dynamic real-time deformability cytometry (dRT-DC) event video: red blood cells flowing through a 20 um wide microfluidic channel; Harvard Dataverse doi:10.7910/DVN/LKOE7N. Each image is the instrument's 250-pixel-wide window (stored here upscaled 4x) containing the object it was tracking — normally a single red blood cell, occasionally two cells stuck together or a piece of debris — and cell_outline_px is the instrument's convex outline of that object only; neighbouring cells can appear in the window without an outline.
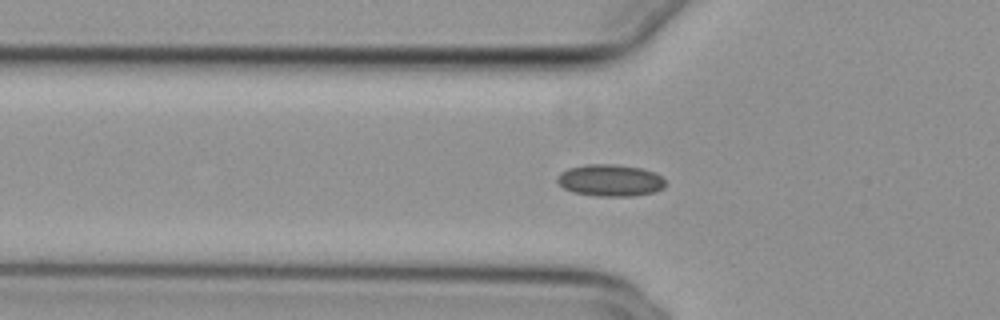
{"species": "common noctule bat (a hibernating species)", "species_latin": "Nyctalus noctula", "temperature_condition": "cold", "stored_images_in_passage": 12, "camera_frame_rate_fps": 3000, "um_per_image_px": 0.085, "animal": {"sex": "female", "body_mass_g": 29.2, "forearm_length_mm": 56.3}, "frame": {"image": 1, "passage_image": 3, "time_ms": 0.667, "image_size_px": [1000, 320], "cell_outline_px": [[664, 188], [656, 192], [632, 196], [596, 196], [572, 192], [564, 188], [556, 180], [556, 176], [560, 172], [568, 168], [588, 164], [612, 164], [640, 168], [652, 172], [660, 176], [664, 180]], "centroid_in_image_um": [51.83, 15.34], "position_along_channel_um": 74.0, "area_um2": 20.06}}
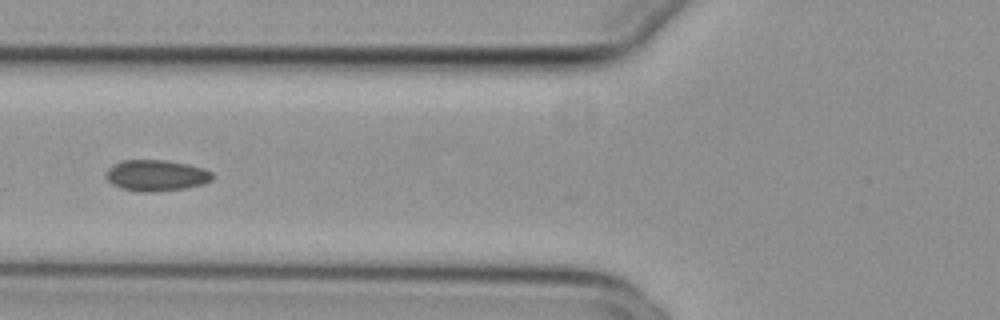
{"frame": {"image": 2, "passage_image": 6, "time_ms": 1.667, "image_size_px": [1000, 320], "cell_outline_px": [[212, 180], [204, 184], [184, 188], [152, 192], [136, 192], [112, 184], [104, 176], [108, 168], [112, 164], [120, 160], [164, 160], [188, 164], [204, 168], [212, 172]], "centroid_in_image_um": [13.26, 14.9], "position_along_channel_um": 112.5, "area_um2": 19.42}}
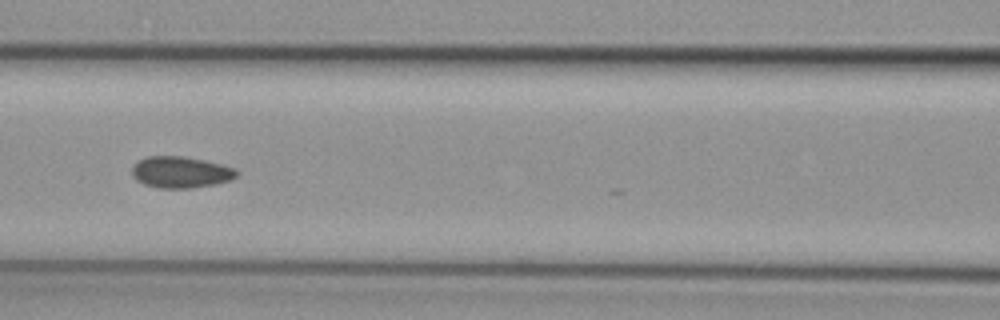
{"frame": {"image": 3, "passage_image": 9, "time_ms": 2.667, "image_size_px": [1000, 320], "cell_outline_px": [[240, 172], [232, 180], [216, 184], [192, 188], [156, 188], [144, 184], [136, 180], [132, 176], [132, 168], [140, 160], [148, 156], [184, 156], [204, 160], [236, 168]], "centroid_in_image_um": [15.39, 14.64], "position_along_channel_um": 151.2, "area_um2": 19.31}}